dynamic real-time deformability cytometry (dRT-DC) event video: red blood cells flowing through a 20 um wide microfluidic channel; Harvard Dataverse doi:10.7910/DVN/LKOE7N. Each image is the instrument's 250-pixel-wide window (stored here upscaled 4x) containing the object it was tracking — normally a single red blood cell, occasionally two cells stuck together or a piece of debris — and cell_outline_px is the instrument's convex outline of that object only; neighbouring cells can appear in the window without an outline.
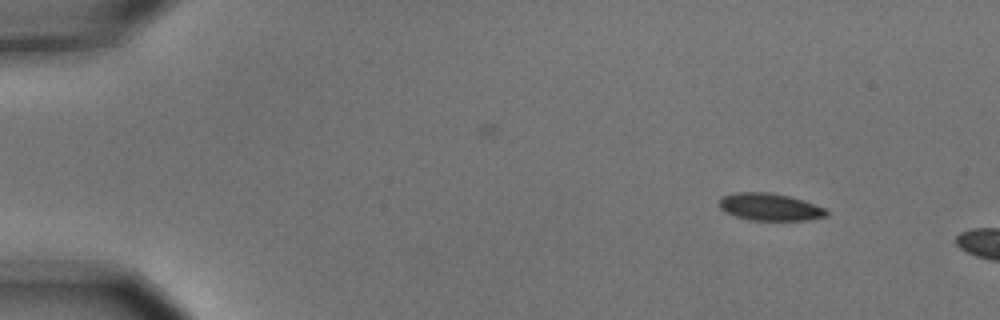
{"species": "common noctule bat (a hibernating species)", "species_latin": "Nyctalus noctula", "temperature_condition": "cold", "stored_images_in_passage": 3, "camera_frame_rate_fps": 3000, "um_per_image_px": 0.085, "animal": {"sex": "male", "body_mass_g": 15.6}, "frame": {"image": 1, "passage_image": 1, "time_ms": 0.0, "image_size_px": [1000, 320], "cell_outline_px": [[828, 216], [808, 220], [748, 220], [724, 212], [720, 208], [720, 196], [736, 192], [772, 192], [804, 200], [824, 208], [828, 212]], "centroid_in_image_um": [65.42, 17.59], "position_along_channel_um": 19.6, "area_um2": 17.17}}